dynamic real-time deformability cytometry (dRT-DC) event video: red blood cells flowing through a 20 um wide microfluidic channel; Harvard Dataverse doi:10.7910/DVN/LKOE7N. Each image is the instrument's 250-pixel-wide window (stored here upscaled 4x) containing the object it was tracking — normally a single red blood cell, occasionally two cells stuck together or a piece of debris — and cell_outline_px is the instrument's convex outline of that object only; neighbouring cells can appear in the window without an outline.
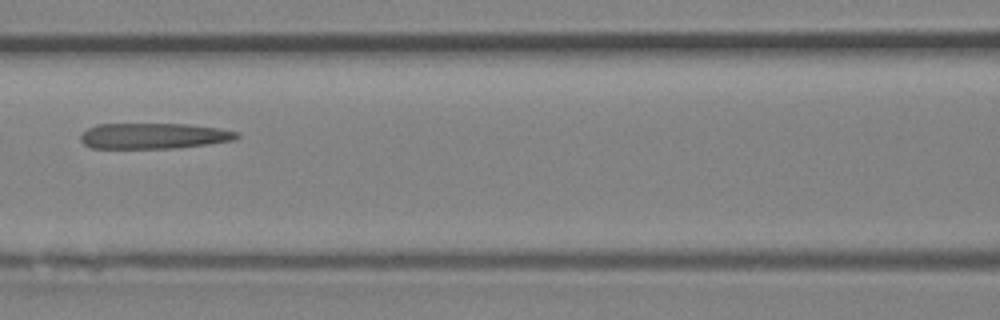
{"species": "Egyptian fruit bat (a non-hibernating species)", "species_latin": "Rousettus aegyptiacus", "temperature_condition": "room temperature", "stored_images_in_passage": 5, "camera_frame_rate_fps": 3000, "um_per_image_px": 0.085, "animal": {"sex": "female"}, "frame": {"image": 1, "passage_image": 5, "time_ms": 1.333, "image_size_px": [1000, 320], "cell_outline_px": [[240, 136], [232, 140], [208, 144], [176, 148], [92, 148], [84, 144], [80, 140], [80, 136], [88, 128], [96, 124], [188, 124], [220, 128], [240, 132]], "centroid_in_image_um": [13.08, 11.55], "position_along_channel_um": 153.5, "area_um2": 23.47}}